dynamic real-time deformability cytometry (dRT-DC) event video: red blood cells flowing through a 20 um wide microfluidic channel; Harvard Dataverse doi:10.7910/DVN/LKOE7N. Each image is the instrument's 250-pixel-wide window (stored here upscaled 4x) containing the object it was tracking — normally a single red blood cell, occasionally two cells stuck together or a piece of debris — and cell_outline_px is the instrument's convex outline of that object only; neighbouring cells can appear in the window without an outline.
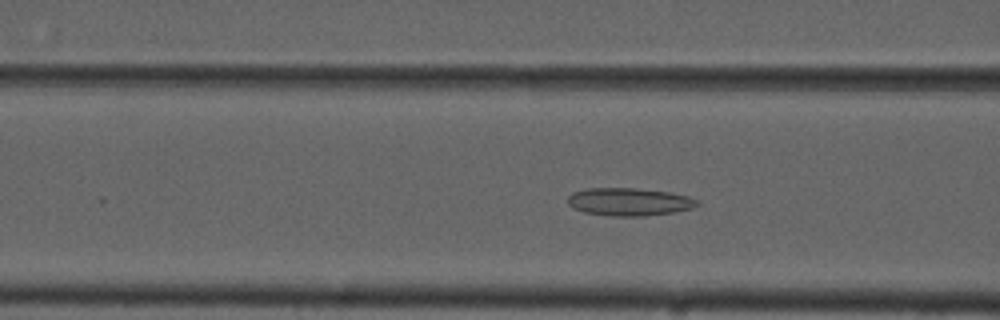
{"species": "common noctule bat (a hibernating species)", "species_latin": "Nyctalus noctula", "temperature_condition": "cold", "stored_images_in_passage": 53, "camera_frame_rate_fps": 3000, "um_per_image_px": 0.085, "animal": {"sex": "male", "forearm_length_mm": 52.5}, "frame": {"image": 1, "passage_image": 20, "time_ms": 6.333, "image_size_px": [1000, 320], "cell_outline_px": [[700, 204], [692, 208], [676, 212], [644, 216], [612, 216], [584, 212], [572, 208], [568, 204], [568, 196], [572, 192], [588, 188], [636, 188], [668, 192], [688, 196], [696, 200]], "centroid_in_image_um": [53.46, 17.15], "position_along_channel_um": 113.1, "area_um2": 21.04}}
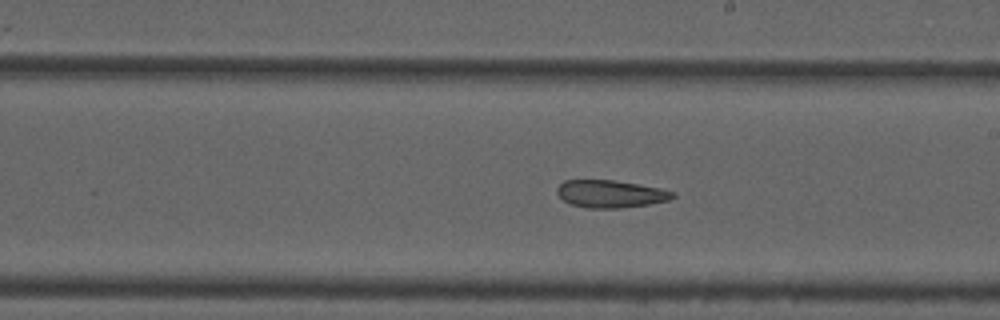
{"frame": {"image": 2, "passage_image": 30, "time_ms": 9.667, "image_size_px": [1000, 320], "cell_outline_px": [[676, 196], [668, 200], [648, 204], [620, 208], [588, 208], [572, 204], [564, 200], [556, 192], [556, 188], [564, 180], [612, 180], [660, 188], [676, 192]], "centroid_in_image_um": [51.9, 16.48], "position_along_channel_um": 237.1, "area_um2": 18.38}}
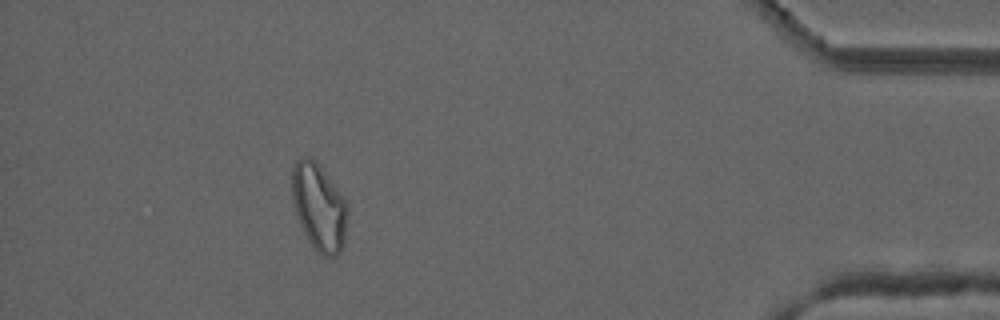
{"frame": {"image": 3, "passage_image": 48, "time_ms": 15.667, "image_size_px": [1000, 320], "cell_outline_px": [[348, 216], [344, 244], [340, 252], [336, 256], [324, 256], [316, 252], [304, 232], [296, 216], [292, 200], [292, 168], [296, 160], [300, 156], [312, 156], [316, 160], [348, 204]], "centroid_in_image_um": [27.11, 17.59], "position_along_channel_um": 408.1, "area_um2": 28.5}, "authors_computed_cell_mechanics": {"area_um2": 22.9466, "velocity_mm_per_s": 3.716, "shape_relaxation_time_tau1_ms": null, "shape_relaxation_time_tau2_ms": 4.9623, "deformation_change_tau1": null, "deformation_change_tau2": 0.1416}}